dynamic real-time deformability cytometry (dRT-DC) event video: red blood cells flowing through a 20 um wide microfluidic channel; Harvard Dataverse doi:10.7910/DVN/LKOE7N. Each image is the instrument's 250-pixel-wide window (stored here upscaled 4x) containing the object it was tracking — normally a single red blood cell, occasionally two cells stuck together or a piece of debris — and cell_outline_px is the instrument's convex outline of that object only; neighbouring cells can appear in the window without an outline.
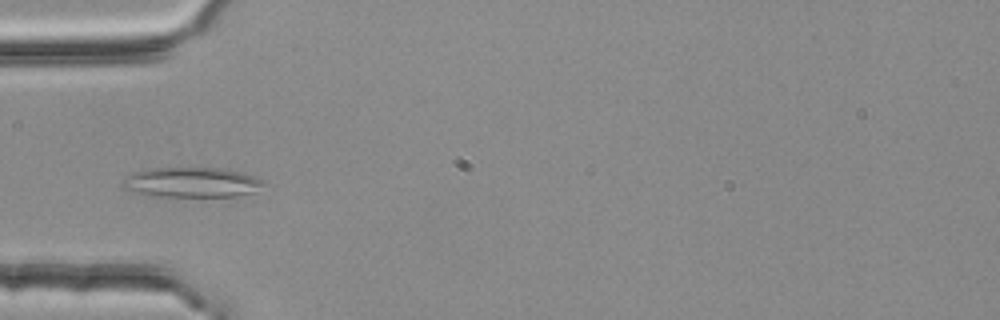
{"species": "common noctule bat (a hibernating species)", "species_latin": "Nyctalus noctula", "temperature_condition": "room temperature", "stored_images_in_passage": 4, "camera_frame_rate_fps": 3000, "um_per_image_px": 0.085, "animal": {"sex": "female", "body_mass_g": 25.1}, "frame": {"image": 1, "passage_image": 4, "time_ms": 1.0, "image_size_px": [1000, 320], "cell_outline_px": [[268, 184], [256, 192], [236, 196], [160, 196], [120, 188], [120, 184], [132, 172], [148, 168], [220, 168], [240, 172], [264, 180]], "centroid_in_image_um": [16.34, 15.49], "position_along_channel_um": 68.7, "area_um2": 24.62}}